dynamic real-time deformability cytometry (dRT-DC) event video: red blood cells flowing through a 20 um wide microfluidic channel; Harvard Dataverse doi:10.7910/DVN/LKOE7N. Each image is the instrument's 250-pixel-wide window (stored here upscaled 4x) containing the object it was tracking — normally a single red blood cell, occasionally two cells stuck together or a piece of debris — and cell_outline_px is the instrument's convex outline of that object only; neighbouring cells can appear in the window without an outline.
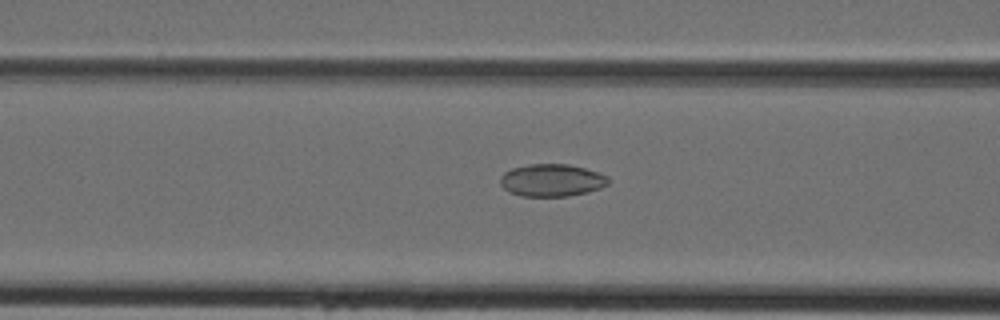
{"species": "Egyptian fruit bat (a non-hibernating species)", "species_latin": "Rousettus aegyptiacus", "temperature_condition": "cold", "stored_images_in_passage": 5, "camera_frame_rate_fps": 3000, "um_per_image_px": 0.085, "animal": {"sex": "female"}, "frame": {"image": 1, "passage_image": 5, "time_ms": 1.333, "image_size_px": [1000, 320], "cell_outline_px": [[612, 180], [608, 184], [600, 188], [588, 192], [568, 196], [520, 196], [508, 192], [500, 184], [500, 176], [504, 172], [512, 168], [528, 164], [568, 164], [584, 168], [608, 176]], "centroid_in_image_um": [46.89, 15.32], "position_along_channel_um": 119.7, "area_um2": 20.58}}